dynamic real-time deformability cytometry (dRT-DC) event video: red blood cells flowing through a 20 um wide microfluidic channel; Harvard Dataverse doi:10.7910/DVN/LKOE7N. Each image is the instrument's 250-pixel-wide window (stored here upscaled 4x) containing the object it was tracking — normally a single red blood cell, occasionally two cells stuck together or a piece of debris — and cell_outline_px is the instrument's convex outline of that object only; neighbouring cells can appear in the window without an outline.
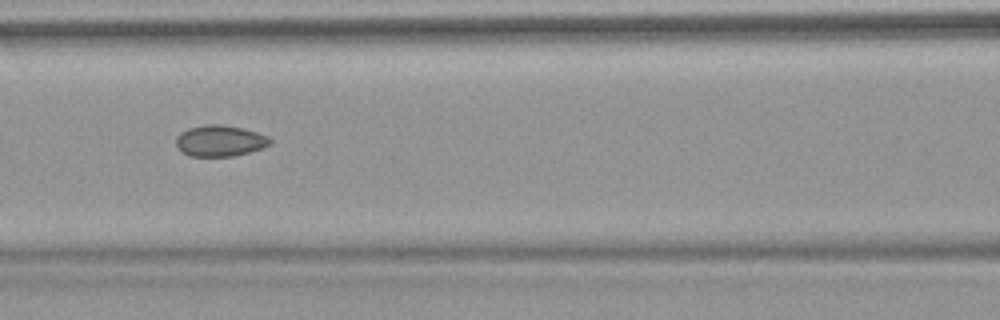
{"species": "common noctule bat (a hibernating species)", "species_latin": "Nyctalus noctula", "temperature_condition": "warm", "stored_images_in_passage": 8, "camera_frame_rate_fps": 3000, "um_per_image_px": 0.085, "animal": {"sex": "female", "body_mass_g": 18.4}, "frame": {"image": 1, "passage_image": 6, "time_ms": 6.0, "image_size_px": [1000, 320], "cell_outline_px": [[272, 144], [248, 152], [232, 156], [188, 156], [180, 152], [176, 144], [176, 136], [180, 132], [188, 128], [204, 124], [220, 124], [244, 128], [268, 136], [272, 140]], "centroid_in_image_um": [18.66, 11.96], "position_along_channel_um": 147.9, "area_um2": 17.22}}